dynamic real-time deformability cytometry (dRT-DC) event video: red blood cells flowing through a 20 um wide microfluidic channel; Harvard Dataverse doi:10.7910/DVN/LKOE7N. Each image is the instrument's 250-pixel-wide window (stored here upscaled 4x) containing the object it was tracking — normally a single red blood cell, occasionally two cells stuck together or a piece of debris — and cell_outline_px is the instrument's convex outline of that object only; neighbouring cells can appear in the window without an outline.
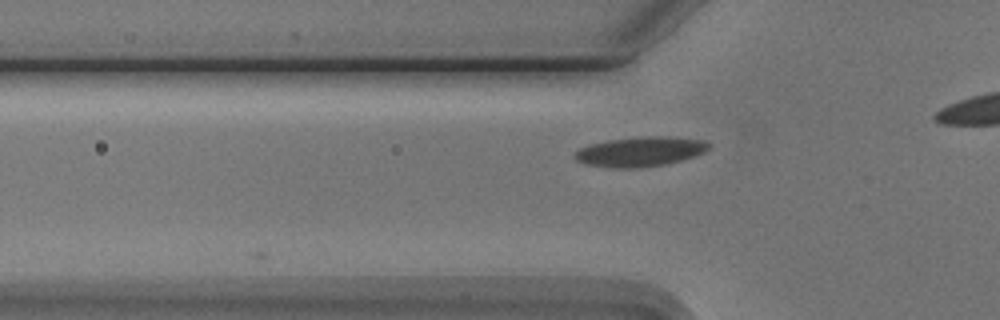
{"species": "Egyptian fruit bat (a non-hibernating species)", "species_latin": "Rousettus aegyptiacus", "temperature_condition": "cold", "stored_images_in_passage": 8, "camera_frame_rate_fps": 3000, "um_per_image_px": 0.085, "animal": {"sex": "male"}, "frame": {"image": 1, "passage_image": 3, "time_ms": 0.667, "image_size_px": [1000, 320], "cell_outline_px": [[712, 148], [704, 152], [668, 164], [640, 168], [612, 168], [584, 164], [576, 160], [572, 156], [580, 148], [588, 144], [608, 140], [648, 136], [668, 136], [704, 140], [712, 144]], "centroid_in_image_um": [54.42, 12.89], "position_along_channel_um": 71.4, "area_um2": 23.47}}
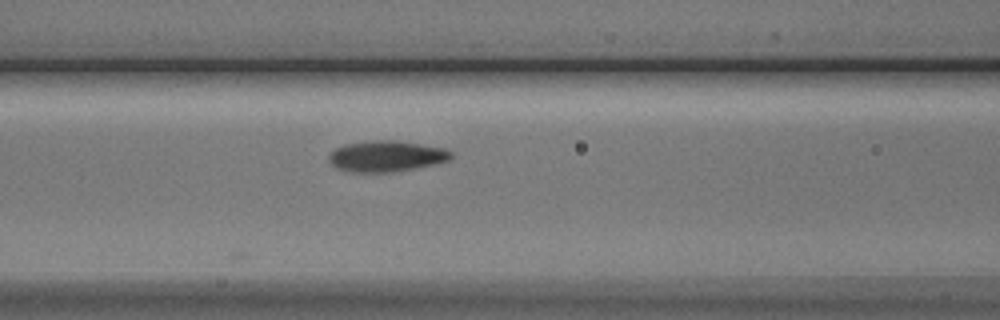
{"frame": {"image": 2, "passage_image": 8, "time_ms": 2.333, "image_size_px": [1000, 320], "cell_outline_px": [[452, 156], [448, 160], [436, 164], [392, 172], [352, 172], [336, 168], [328, 160], [328, 156], [336, 148], [344, 144], [372, 140], [396, 140], [444, 148], [452, 152]], "centroid_in_image_um": [32.82, 13.27], "position_along_channel_um": 133.8, "area_um2": 22.02}}